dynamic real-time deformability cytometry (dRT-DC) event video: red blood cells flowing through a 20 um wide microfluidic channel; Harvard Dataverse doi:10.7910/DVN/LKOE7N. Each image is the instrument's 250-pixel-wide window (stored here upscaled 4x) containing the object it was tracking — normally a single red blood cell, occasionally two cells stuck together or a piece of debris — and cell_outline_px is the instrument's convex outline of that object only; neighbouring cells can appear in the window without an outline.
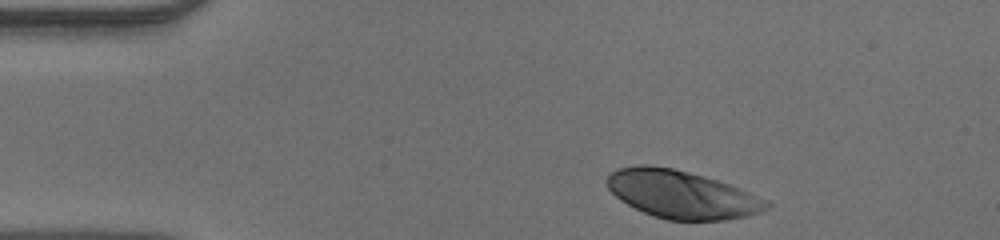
{"species": "human", "species_latin": "Homo sapiens", "temperature_condition": "warm", "stored_images_in_passage": 34, "camera_frame_rate_fps": 3000, "um_per_image_px": 0.085, "donor": {"sex": "male"}, "frame": {"image": 1, "passage_image": 1, "time_ms": 0.0, "image_size_px": [1000, 240], "cell_outline_px": [[772, 204], [768, 208], [760, 212], [744, 216], [724, 220], [668, 220], [644, 212], [620, 200], [608, 188], [604, 180], [612, 172], [620, 168], [640, 164], [648, 164], [672, 168], [704, 176], [740, 188], [768, 200]], "centroid_in_image_um": [57.94, 16.52], "position_along_channel_um": 27.1, "area_um2": 44.22}}
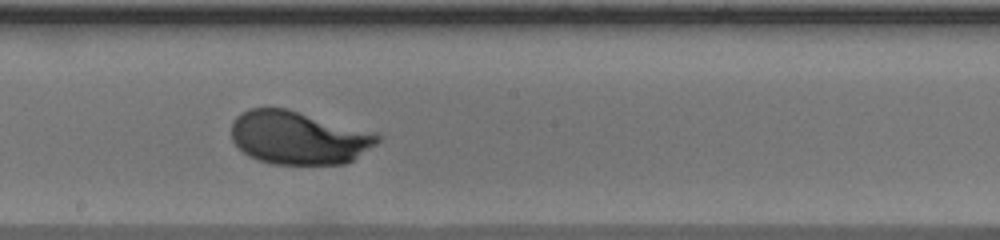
{"frame": {"image": 2, "passage_image": 20, "time_ms": 6.333, "image_size_px": [1000, 240], "cell_outline_px": [[380, 140], [376, 144], [352, 160], [344, 164], [272, 164], [256, 160], [248, 156], [232, 140], [232, 120], [240, 112], [248, 108], [288, 108], [376, 132], [380, 136]], "centroid_in_image_um": [25.36, 11.69], "position_along_channel_um": 222.8, "area_um2": 45.66}}
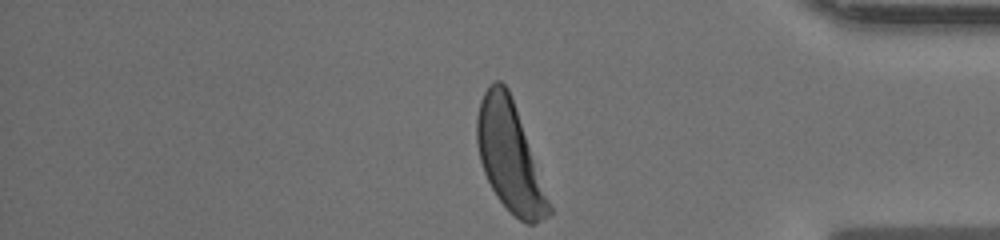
{"frame": {"image": 3, "passage_image": 34, "time_ms": 11.0, "image_size_px": [1000, 240], "cell_outline_px": [[552, 212], [548, 216], [536, 224], [528, 224], [520, 220], [496, 196], [484, 172], [480, 160], [476, 140], [476, 116], [480, 100], [488, 84], [496, 80], [500, 80], [508, 88], [552, 208]], "centroid_in_image_um": [43.29, 13.29], "position_along_channel_um": 391.9, "area_um2": 44.8}}